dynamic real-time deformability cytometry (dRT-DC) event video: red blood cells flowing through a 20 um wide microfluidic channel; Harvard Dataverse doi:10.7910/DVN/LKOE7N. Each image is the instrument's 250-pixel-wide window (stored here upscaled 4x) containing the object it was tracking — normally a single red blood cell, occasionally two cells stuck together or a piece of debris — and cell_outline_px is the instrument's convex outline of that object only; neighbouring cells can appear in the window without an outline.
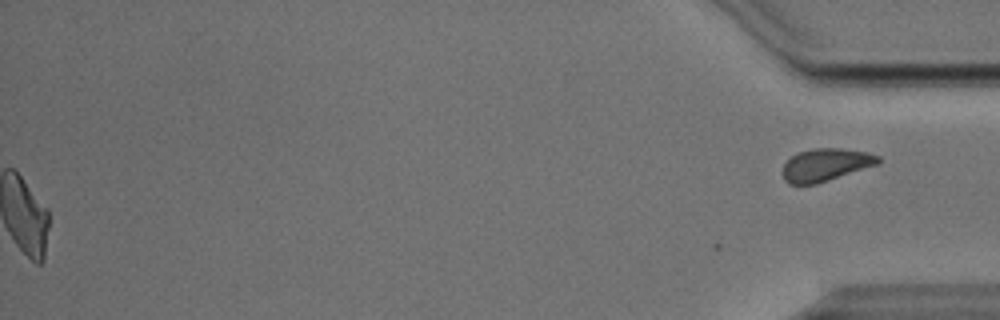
{"species": "Egyptian fruit bat (a non-hibernating species)", "species_latin": "Rousettus aegyptiacus", "temperature_condition": "cold", "stored_images_in_passage": 46, "segment_of_instrument_passage": [2, 2], "camera_frame_rate_fps": 3000, "um_per_image_px": 0.085, "animal": {"sex": "male"}, "frame": {"image": 1, "passage_image": 46, "time_ms": 15.0, "image_size_px": [1000, 320], "cell_outline_px": [[880, 164], [816, 184], [788, 184], [784, 180], [780, 172], [784, 164], [796, 152], [812, 148], [840, 148], [868, 152], [880, 156]], "centroid_in_image_um": [70.17, 14.0], "position_along_channel_um": 365.0, "area_um2": 18.5}}